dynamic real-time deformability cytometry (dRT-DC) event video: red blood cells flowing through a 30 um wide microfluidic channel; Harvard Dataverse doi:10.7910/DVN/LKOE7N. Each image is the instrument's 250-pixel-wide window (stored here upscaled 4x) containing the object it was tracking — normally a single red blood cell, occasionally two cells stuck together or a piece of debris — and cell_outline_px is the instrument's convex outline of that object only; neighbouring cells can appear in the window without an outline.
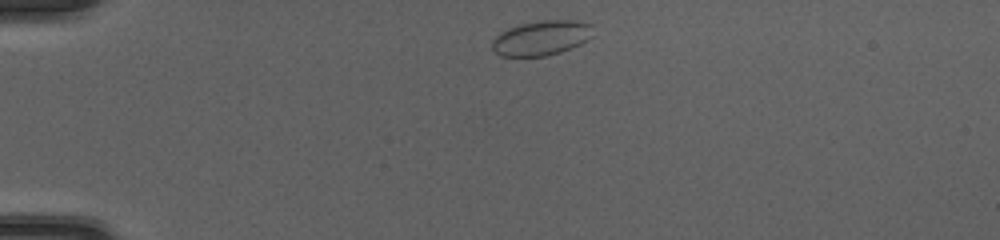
{"species": "common noctule bat (a hibernating species)", "species_latin": "Nyctalus noctula", "temperature_condition": "cold", "stored_images_in_passage": 39, "camera_frame_rate_fps": 3000, "um_per_image_px": 0.085, "animal": {"sex": "female", "body_mass_g": 20.0, "forearm_length_mm": 54.0}, "frame": {"image": 1, "passage_image": 1, "time_ms": 0.0, "image_size_px": [1000, 240], "cell_outline_px": [[592, 36], [588, 40], [572, 48], [560, 52], [544, 56], [500, 56], [492, 48], [492, 40], [500, 32], [508, 28], [520, 24], [544, 20], [572, 20], [592, 24]], "centroid_in_image_um": [46.02, 3.22], "position_along_channel_um": 39.0, "area_um2": 20.46}}
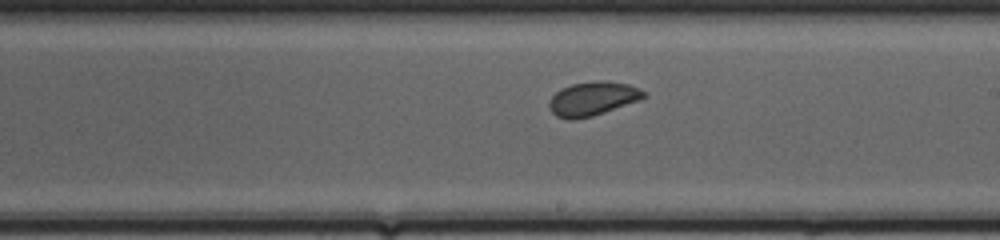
{"frame": {"image": 2, "passage_image": 19, "time_ms": 6.0, "image_size_px": [1000, 240], "cell_outline_px": [[648, 96], [640, 100], [592, 116], [572, 120], [568, 120], [556, 116], [552, 112], [548, 104], [552, 96], [560, 88], [572, 84], [596, 80], [600, 80], [628, 84], [644, 92]], "centroid_in_image_um": [50.35, 8.39], "position_along_channel_um": 238.6, "area_um2": 18.61}}
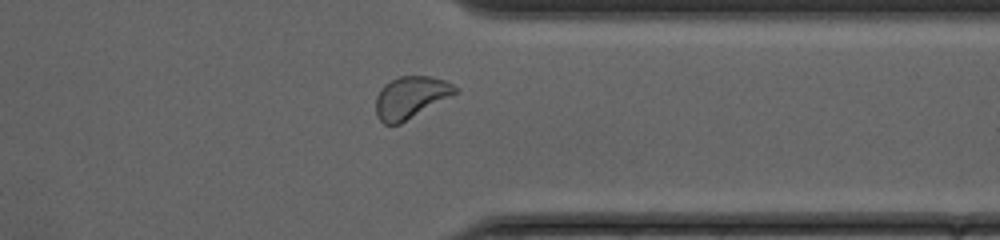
{"frame": {"image": 3, "passage_image": 29, "time_ms": 9.333, "image_size_px": [1000, 240], "cell_outline_px": [[456, 92], [400, 124], [384, 124], [376, 116], [376, 96], [384, 84], [400, 76], [432, 76], [444, 80], [452, 84], [456, 88]], "centroid_in_image_um": [34.85, 8.27], "position_along_channel_um": 376.6, "area_um2": 18.96}, "authors_computed_cell_mechanics": {"area_um2": 18.7272, "velocity_mm_per_s": 4.169, "shape_relaxation_time_tau1_ms": null, "shape_relaxation_time_tau2_ms": 2.4876, "deformation_change_tau1": null, "deformation_change_tau2": 0.0587}}